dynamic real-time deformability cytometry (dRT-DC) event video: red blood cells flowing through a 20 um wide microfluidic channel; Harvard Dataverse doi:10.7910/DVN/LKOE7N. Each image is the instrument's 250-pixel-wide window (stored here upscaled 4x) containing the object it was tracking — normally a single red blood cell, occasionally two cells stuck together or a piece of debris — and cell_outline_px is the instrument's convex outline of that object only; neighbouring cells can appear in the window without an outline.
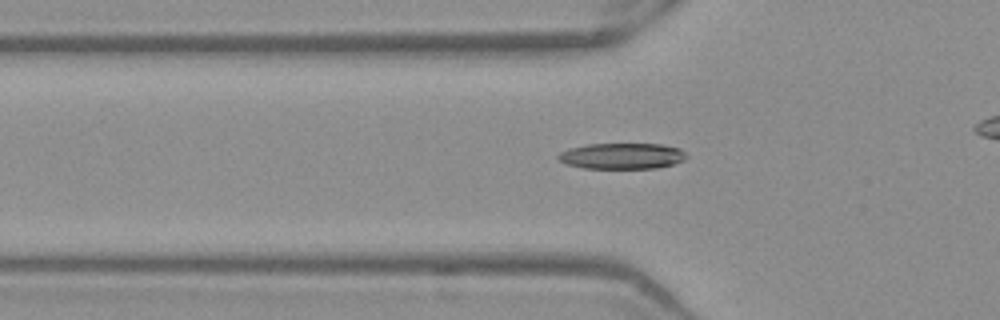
{"species": "Egyptian fruit bat (a non-hibernating species)", "species_latin": "Rousettus aegyptiacus", "temperature_condition": "warm", "stored_images_in_passage": 35, "camera_frame_rate_fps": 3000, "um_per_image_px": 0.085, "frame": {"image": 1, "passage_image": 7, "time_ms": 2.0, "image_size_px": [1000, 320], "cell_outline_px": [[688, 156], [684, 160], [672, 164], [656, 168], [584, 168], [564, 164], [556, 160], [556, 156], [560, 152], [568, 148], [584, 144], [664, 144], [680, 148]], "centroid_in_image_um": [52.81, 13.25], "position_along_channel_um": 73.0, "area_um2": 19.65}}
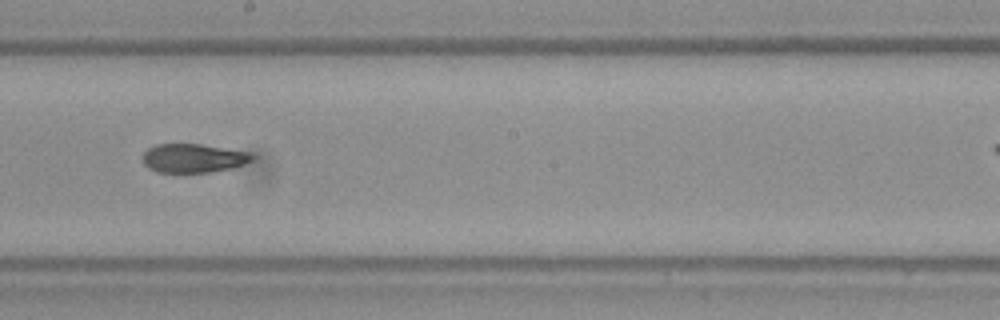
{"frame": {"image": 2, "passage_image": 19, "time_ms": 6.0, "image_size_px": [1000, 320], "cell_outline_px": [[256, 156], [252, 160], [244, 164], [232, 168], [212, 172], [156, 172], [148, 168], [144, 164], [144, 152], [148, 148], [156, 144], [200, 144], [248, 152]], "centroid_in_image_um": [16.44, 13.45], "position_along_channel_um": 231.8, "area_um2": 18.32}}
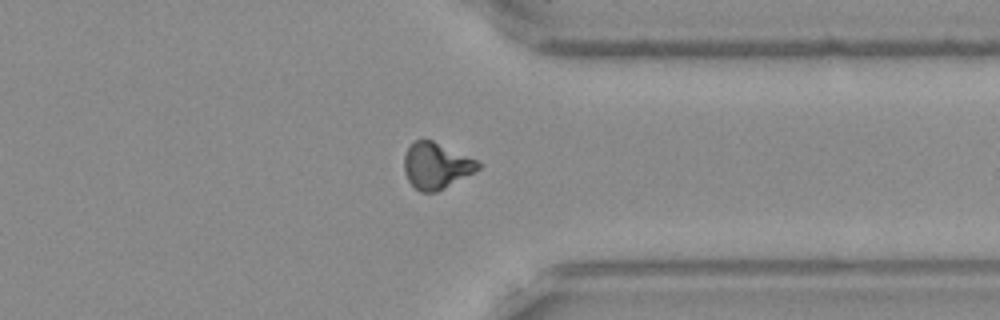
{"frame": {"image": 3, "passage_image": 30, "time_ms": 9.667, "image_size_px": [1000, 320], "cell_outline_px": [[484, 164], [480, 168], [444, 188], [436, 192], [420, 192], [408, 180], [404, 172], [404, 156], [408, 148], [416, 140], [432, 140], [476, 160]], "centroid_in_image_um": [37.06, 14.09], "position_along_channel_um": 374.3, "area_um2": 19.54}, "authors_computed_cell_mechanics": {"area_um2": 19.2474, "velocity_mm_per_s": 3.9461, "shape_relaxation_time_tau1_ms": 9.6282, "shape_relaxation_time_tau2_ms": 3.1016, "deformation_change_tau1": 0.2324, "deformation_change_tau2": 0.0991}}